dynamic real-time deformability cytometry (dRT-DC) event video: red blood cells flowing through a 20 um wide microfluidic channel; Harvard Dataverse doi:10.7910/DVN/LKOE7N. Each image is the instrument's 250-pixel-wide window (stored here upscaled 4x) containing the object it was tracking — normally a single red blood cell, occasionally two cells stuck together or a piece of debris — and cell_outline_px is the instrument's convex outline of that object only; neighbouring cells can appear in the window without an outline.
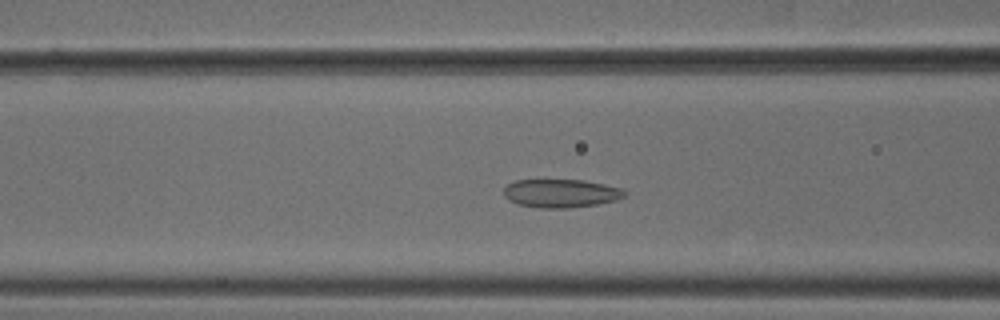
{"species": "common noctule bat (a hibernating species)", "species_latin": "Nyctalus noctula", "temperature_condition": "cold", "stored_images_in_passage": 51, "camera_frame_rate_fps": 3000, "um_per_image_px": 0.085, "animal": {"sex": "male", "body_mass_g": 18.8}, "frame": {"image": 1, "passage_image": 19, "time_ms": 6.0, "image_size_px": [1000, 320], "cell_outline_px": [[628, 192], [624, 196], [616, 200], [596, 204], [568, 208], [536, 208], [520, 204], [508, 200], [504, 196], [504, 188], [508, 184], [516, 180], [584, 180], [624, 188]], "centroid_in_image_um": [47.7, 16.43], "position_along_channel_um": 118.9, "area_um2": 20.06}}
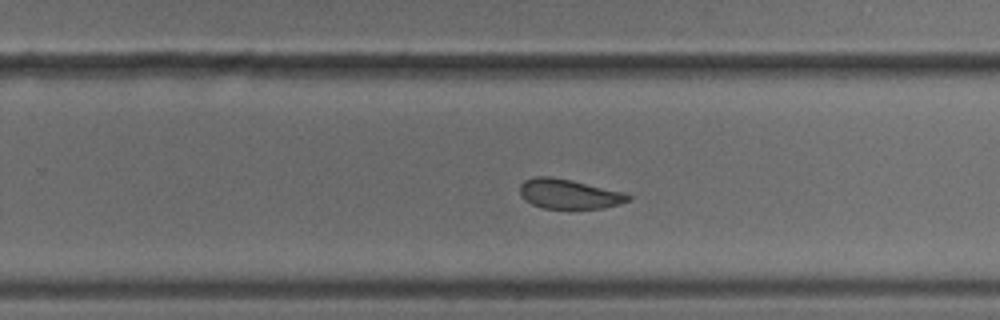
{"frame": {"image": 2, "passage_image": 32, "time_ms": 10.333, "image_size_px": [1000, 320], "cell_outline_px": [[632, 200], [620, 204], [604, 208], [544, 208], [532, 204], [524, 200], [520, 196], [520, 184], [524, 180], [536, 176], [552, 176], [572, 180], [628, 192], [632, 196]], "centroid_in_image_um": [48.41, 16.47], "position_along_channel_um": 281.4, "area_um2": 19.13}}
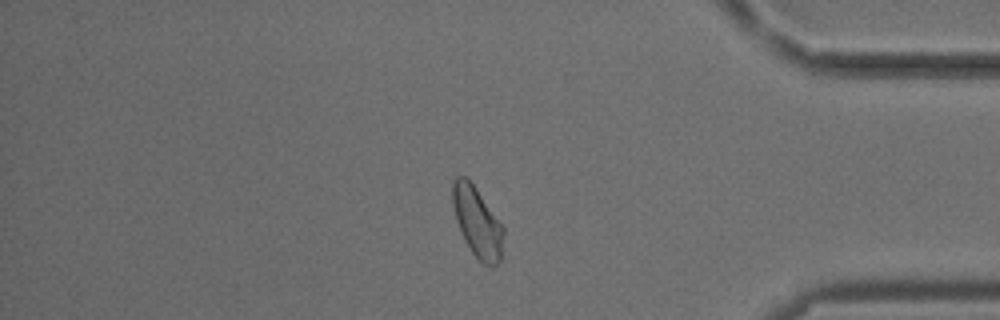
{"frame": {"image": 3, "passage_image": 43, "time_ms": 14.0, "image_size_px": [1000, 320], "cell_outline_px": [[504, 232], [500, 260], [496, 264], [484, 264], [472, 252], [464, 240], [456, 220], [452, 204], [452, 180], [456, 176], [464, 176], [476, 188], [504, 228]], "centroid_in_image_um": [40.54, 18.85], "position_along_channel_um": 394.7, "area_um2": 20.4}, "authors_computed_cell_mechanics": {"area_um2": 20.6346, "velocity_mm_per_s": 3.7478, "shape_relaxation_time_tau1_ms": null, "shape_relaxation_time_tau2_ms": 1.4663, "deformation_change_tau1": null, "deformation_change_tau2": 0.0555}}